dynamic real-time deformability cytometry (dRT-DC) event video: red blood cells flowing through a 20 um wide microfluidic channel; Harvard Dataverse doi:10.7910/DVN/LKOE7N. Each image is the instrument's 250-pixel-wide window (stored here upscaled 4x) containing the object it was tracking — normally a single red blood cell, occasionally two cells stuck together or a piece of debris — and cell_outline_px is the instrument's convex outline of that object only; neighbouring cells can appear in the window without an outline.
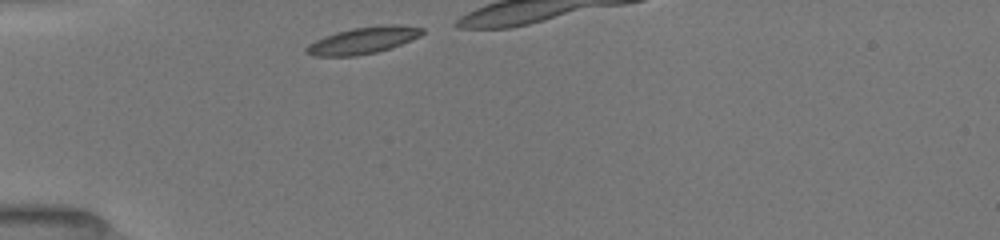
{"species": "common noctule bat (a hibernating species)", "species_latin": "Nyctalus noctula", "temperature_condition": "room temperature", "stored_images_in_passage": 12, "camera_frame_rate_fps": 3000, "um_per_image_px": 0.085, "animal": {"sex": "female", "body_mass_g": 19.5, "forearm_length_mm": 54.1}, "frame": {"image": 1, "passage_image": 1, "time_ms": 0.0, "image_size_px": [1000, 240], "cell_outline_px": [[424, 32], [420, 36], [412, 40], [392, 48], [376, 52], [356, 56], [312, 56], [304, 52], [304, 48], [308, 44], [324, 36], [336, 32], [352, 28], [380, 24], [400, 24], [424, 28]], "centroid_in_image_um": [30.87, 3.42], "position_along_channel_um": 54.1, "area_um2": 18.44}}
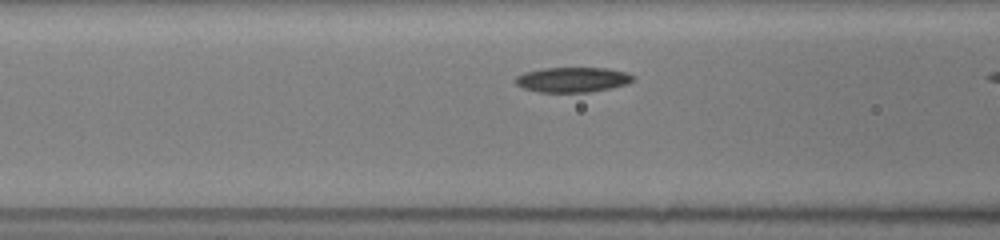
{"frame": {"image": 2, "passage_image": 6, "time_ms": 2.0, "image_size_px": [1000, 240], "cell_outline_px": [[636, 80], [628, 84], [612, 88], [588, 92], [540, 92], [524, 88], [516, 84], [516, 76], [524, 72], [544, 68], [608, 68], [628, 72], [636, 76]], "centroid_in_image_um": [48.75, 6.77], "position_along_channel_um": 117.9, "area_um2": 17.34}}